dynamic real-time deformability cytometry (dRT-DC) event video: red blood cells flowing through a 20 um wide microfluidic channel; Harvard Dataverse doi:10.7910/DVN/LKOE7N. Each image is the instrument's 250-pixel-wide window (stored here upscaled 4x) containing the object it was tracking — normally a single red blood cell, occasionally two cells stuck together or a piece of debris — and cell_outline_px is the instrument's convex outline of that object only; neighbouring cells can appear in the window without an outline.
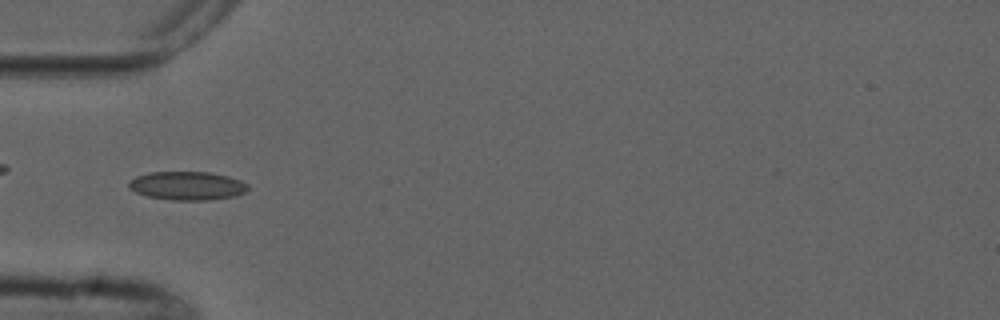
{"species": "common noctule bat (a hibernating species)", "species_latin": "Nyctalus noctula", "temperature_condition": "cold", "stored_images_in_passage": 10, "camera_frame_rate_fps": 3000, "um_per_image_px": 0.085, "animal": {"sex": "male", "forearm_length_mm": 52.5}, "frame": {"image": 1, "passage_image": 5, "time_ms": 5.667, "image_size_px": [1000, 320], "cell_outline_px": [[248, 188], [244, 192], [236, 196], [208, 200], [172, 200], [148, 196], [136, 192], [128, 188], [128, 184], [136, 176], [152, 172], [208, 172], [228, 176], [240, 180], [248, 184]], "centroid_in_image_um": [15.93, 15.79], "position_along_channel_um": 69.1, "area_um2": 19.71}}
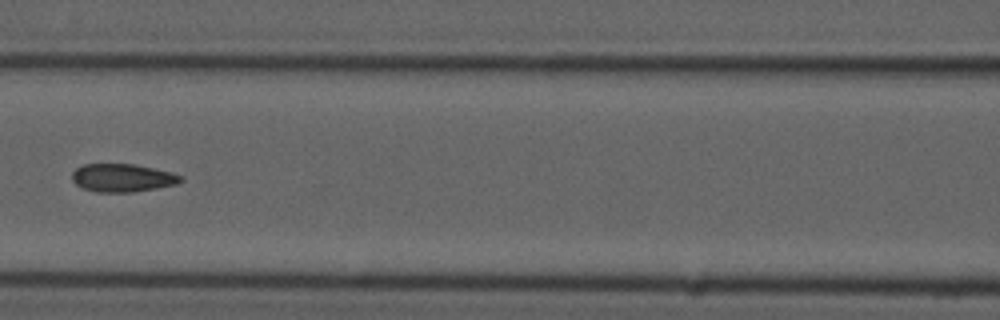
{"frame": {"image": 2, "passage_image": 7, "time_ms": 8.0, "image_size_px": [1000, 320], "cell_outline_px": [[184, 180], [176, 184], [156, 188], [132, 192], [96, 192], [84, 188], [76, 184], [72, 180], [72, 172], [76, 168], [84, 164], [132, 164], [172, 172], [184, 176]], "centroid_in_image_um": [10.42, 15.11], "position_along_channel_um": 156.2, "area_um2": 17.74}}
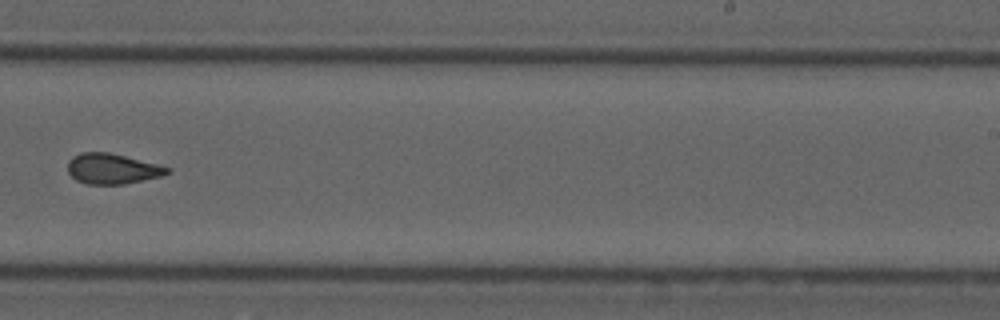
{"frame": {"image": 3, "passage_image": 10, "time_ms": 11.333, "image_size_px": [1000, 320], "cell_outline_px": [[172, 172], [164, 176], [124, 184], [88, 184], [76, 180], [68, 172], [68, 160], [72, 156], [80, 152], [108, 152], [172, 168]], "centroid_in_image_um": [9.56, 14.35], "position_along_channel_um": 279.4, "area_um2": 17.69}}